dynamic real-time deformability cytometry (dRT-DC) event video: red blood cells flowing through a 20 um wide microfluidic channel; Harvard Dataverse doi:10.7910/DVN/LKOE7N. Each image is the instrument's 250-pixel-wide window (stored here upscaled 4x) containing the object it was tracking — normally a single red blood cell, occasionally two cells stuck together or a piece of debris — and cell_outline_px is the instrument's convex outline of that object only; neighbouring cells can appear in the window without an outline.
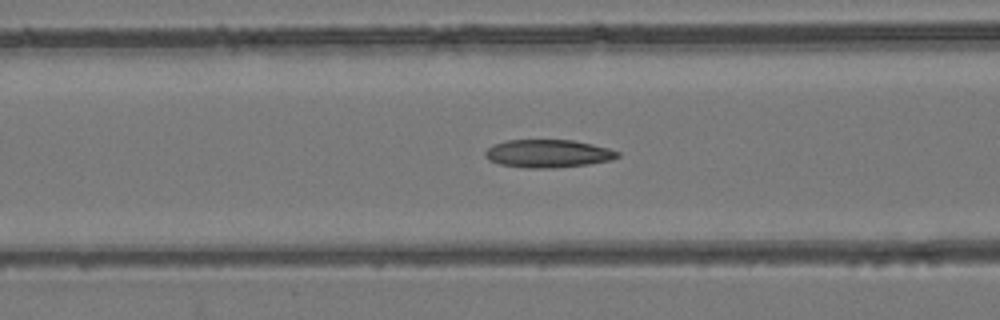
{"species": "common noctule bat (a hibernating species)", "species_latin": "Nyctalus noctula", "temperature_condition": "room temperature", "stored_images_in_passage": 49, "camera_frame_rate_fps": 3000, "um_per_image_px": 0.085, "animal": {"sex": "female", "body_mass_g": 24.6, "forearm_length_mm": 56.2}, "frame": {"image": 1, "passage_image": 22, "time_ms": 7.0, "image_size_px": [1000, 320], "cell_outline_px": [[620, 156], [612, 160], [588, 164], [556, 168], [524, 168], [500, 164], [488, 160], [484, 156], [484, 152], [492, 144], [508, 140], [572, 140], [592, 144], [608, 148], [620, 152]], "centroid_in_image_um": [46.57, 13.06], "position_along_channel_um": 120.0, "area_um2": 21.73}}
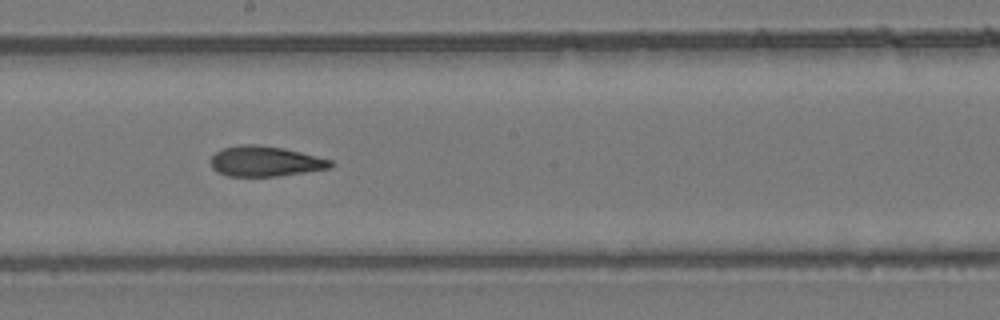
{"frame": {"image": 2, "passage_image": 30, "time_ms": 9.667, "image_size_px": [1000, 320], "cell_outline_px": [[332, 168], [276, 176], [228, 176], [216, 172], [212, 168], [212, 156], [216, 152], [224, 148], [240, 144], [256, 144], [284, 148], [332, 160]], "centroid_in_image_um": [22.53, 13.71], "position_along_channel_um": 225.7, "area_um2": 21.04}}
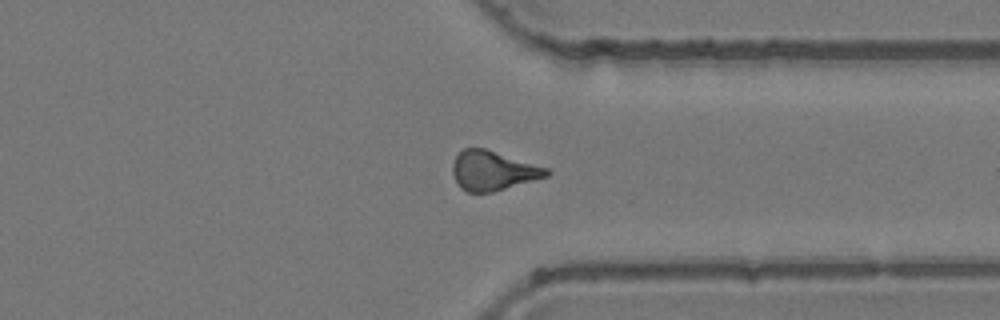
{"frame": {"image": 3, "passage_image": 41, "time_ms": 13.333, "image_size_px": [1000, 320], "cell_outline_px": [[552, 172], [548, 176], [492, 192], [468, 192], [460, 188], [452, 172], [452, 164], [456, 156], [464, 148], [484, 148], [548, 168]], "centroid_in_image_um": [41.9, 14.51], "position_along_channel_um": 369.5, "area_um2": 21.39}}